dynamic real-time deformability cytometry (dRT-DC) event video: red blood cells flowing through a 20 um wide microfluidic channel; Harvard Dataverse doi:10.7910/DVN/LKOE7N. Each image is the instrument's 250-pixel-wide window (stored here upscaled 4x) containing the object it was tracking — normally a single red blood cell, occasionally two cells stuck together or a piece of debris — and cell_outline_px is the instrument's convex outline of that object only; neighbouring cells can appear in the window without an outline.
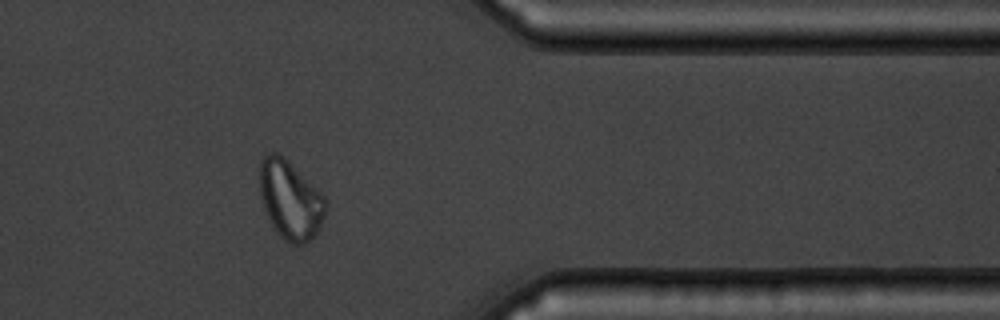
{"species": "common noctule bat (a hibernating species)", "species_latin": "Nyctalus noctula", "temperature_condition": "warm", "stored_images_in_passage": 37, "camera_frame_rate_fps": 3000, "um_per_image_px": 0.085, "animal": {"sex": "male", "body_mass_g": 19.5, "forearm_length_mm": 54.6}, "frame": {"image": 1, "passage_image": 27, "time_ms": 8.667, "image_size_px": [1000, 320], "cell_outline_px": [[324, 216], [320, 228], [304, 244], [292, 244], [280, 236], [276, 232], [264, 208], [260, 196], [260, 160], [268, 152], [276, 152], [284, 156], [324, 196]], "centroid_in_image_um": [24.64, 16.96], "position_along_channel_um": 386.8, "area_um2": 29.77}}
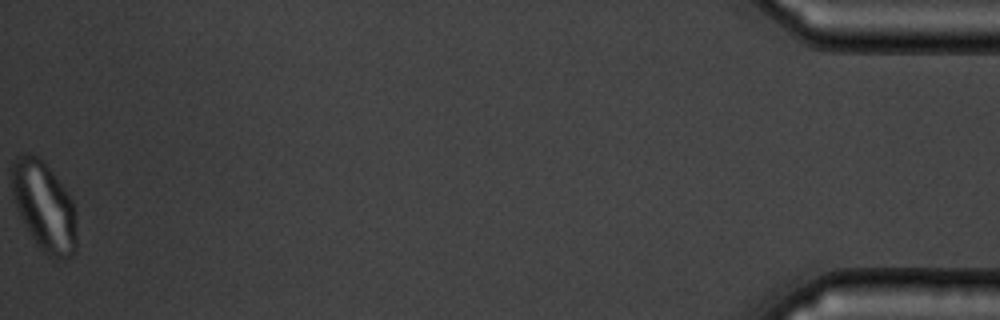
{"frame": {"image": 2, "passage_image": 37, "time_ms": 12.0, "image_size_px": [1000, 320], "cell_outline_px": [[76, 252], [68, 260], [52, 260], [36, 244], [28, 232], [16, 204], [12, 192], [12, 164], [16, 156], [28, 152], [40, 156], [44, 160], [64, 188], [72, 200], [76, 212]], "centroid_in_image_um": [3.78, 17.57], "position_along_channel_um": 431.4, "area_um2": 34.16}}